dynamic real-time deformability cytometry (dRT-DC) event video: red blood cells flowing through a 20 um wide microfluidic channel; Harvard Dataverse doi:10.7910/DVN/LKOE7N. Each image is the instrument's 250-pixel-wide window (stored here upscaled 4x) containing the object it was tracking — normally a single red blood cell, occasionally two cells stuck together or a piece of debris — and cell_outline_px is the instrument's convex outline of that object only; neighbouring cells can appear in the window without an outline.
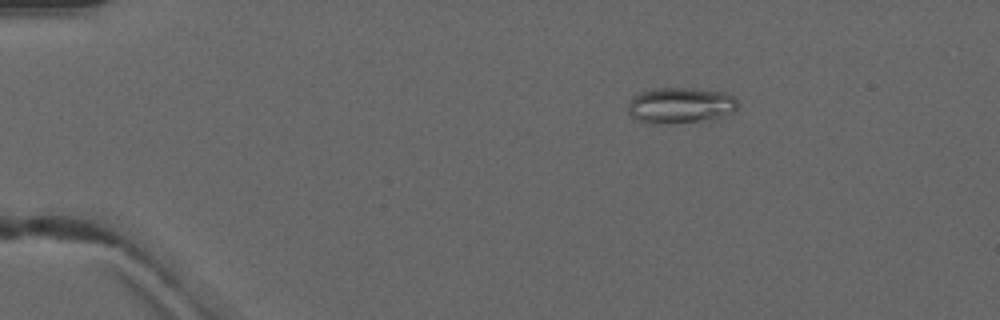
{"species": "common noctule bat (a hibernating species)", "species_latin": "Nyctalus noctula", "temperature_condition": "warm", "stored_images_in_passage": 5, "camera_frame_rate_fps": 3000, "um_per_image_px": 0.085, "animal": {"sex": "male", "forearm_length_mm": 52.5}, "frame": {"image": 1, "passage_image": 3, "time_ms": 2.333, "image_size_px": [1000, 320], "cell_outline_px": [[736, 112], [712, 120], [656, 124], [636, 120], [628, 112], [628, 104], [632, 96], [640, 92], [656, 88], [688, 88], [728, 92], [736, 100]], "centroid_in_image_um": [57.84, 8.96], "position_along_channel_um": 27.2, "area_um2": 23.18}}